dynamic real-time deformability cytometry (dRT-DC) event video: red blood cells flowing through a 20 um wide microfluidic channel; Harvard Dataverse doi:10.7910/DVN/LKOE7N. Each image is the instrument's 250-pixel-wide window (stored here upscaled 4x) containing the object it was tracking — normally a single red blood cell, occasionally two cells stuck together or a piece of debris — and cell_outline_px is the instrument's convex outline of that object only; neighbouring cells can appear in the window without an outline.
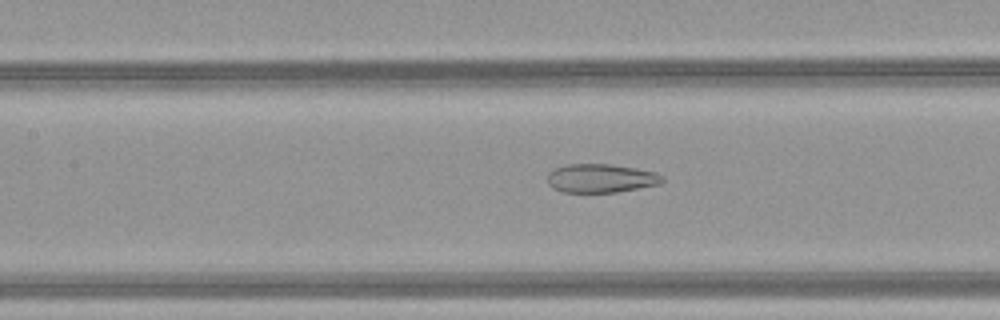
{"species": "common noctule bat (a hibernating species)", "species_latin": "Nyctalus noctula", "temperature_condition": "warm", "stored_images_in_passage": 51, "camera_frame_rate_fps": 3000, "um_per_image_px": 0.085, "animal": {"sex": "female", "body_mass_g": 21.9}, "frame": {"image": 1, "passage_image": 25, "time_ms": 8.0, "image_size_px": [1000, 320], "cell_outline_px": [[664, 180], [660, 184], [616, 192], [560, 192], [552, 188], [548, 184], [548, 172], [556, 168], [568, 164], [608, 164], [636, 168], [656, 172], [664, 176]], "centroid_in_image_um": [51.07, 15.15], "position_along_channel_um": 156.3, "area_um2": 19.25}}
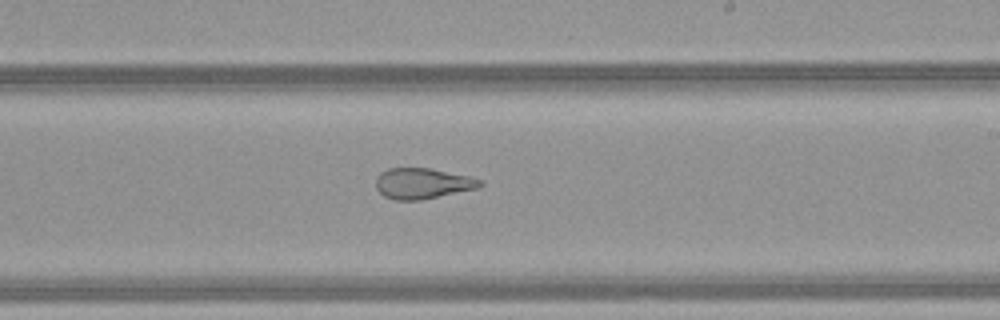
{"frame": {"image": 2, "passage_image": 32, "time_ms": 10.333, "image_size_px": [1000, 320], "cell_outline_px": [[484, 184], [480, 188], [420, 200], [392, 200], [384, 196], [376, 188], [376, 176], [380, 172], [388, 168], [428, 168], [468, 176], [480, 180]], "centroid_in_image_um": [35.89, 15.6], "position_along_channel_um": 253.1, "area_um2": 18.67}}
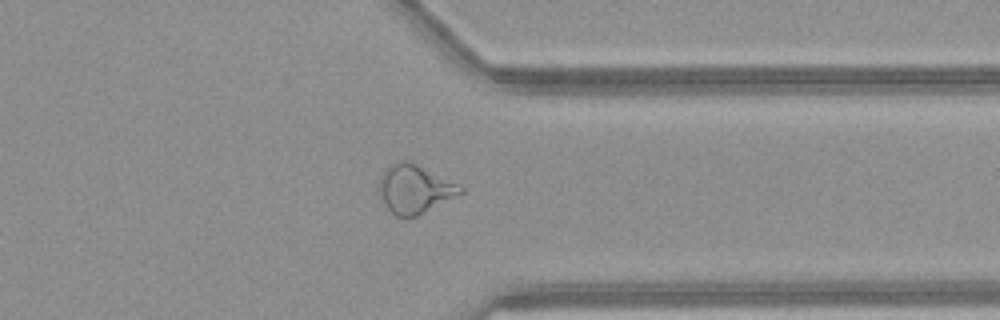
{"frame": {"image": 3, "passage_image": 41, "time_ms": 13.333, "image_size_px": [1000, 320], "cell_outline_px": [[464, 192], [416, 216], [396, 216], [380, 200], [380, 176], [396, 160], [408, 160], [464, 188]], "centroid_in_image_um": [35.21, 16.07], "position_along_channel_um": 376.2, "area_um2": 22.31}, "authors_computed_cell_mechanics": {"area_um2": 26.2412, "velocity_mm_per_s": 4.1663, "shape_relaxation_time_tau1_ms": null, "shape_relaxation_time_tau2_ms": 1.4138, "deformation_change_tau1": null, "deformation_change_tau2": 0.1067}}